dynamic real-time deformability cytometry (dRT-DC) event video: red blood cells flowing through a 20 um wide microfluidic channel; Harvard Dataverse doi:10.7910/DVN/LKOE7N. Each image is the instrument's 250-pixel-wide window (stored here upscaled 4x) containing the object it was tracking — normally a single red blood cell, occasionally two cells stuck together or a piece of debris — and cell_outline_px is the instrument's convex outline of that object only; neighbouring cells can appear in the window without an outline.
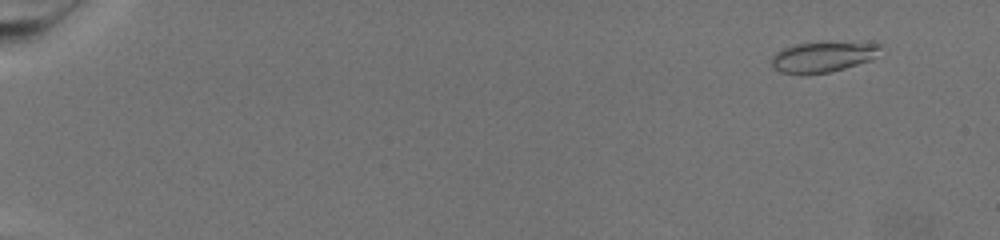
{"species": "common noctule bat (a hibernating species)", "species_latin": "Nyctalus noctula", "temperature_condition": "warm", "stored_images_in_passage": 78, "camera_frame_rate_fps": 3000, "um_per_image_px": 0.085, "animal": {"sex": "female", "body_mass_g": 19.5, "forearm_length_mm": 54.1}, "frame": {"image": 1, "passage_image": 7, "time_ms": 2.0, "image_size_px": [1000, 240], "cell_outline_px": [[884, 44], [872, 60], [844, 68], [828, 72], [804, 76], [800, 76], [780, 72], [772, 68], [772, 56], [776, 52], [784, 48], [796, 44]], "centroid_in_image_um": [69.86, 4.9], "position_along_channel_um": 15.1, "area_um2": 18.9}}
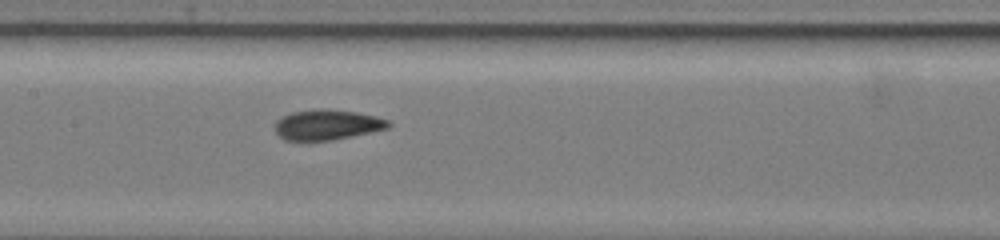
{"frame": {"image": 2, "passage_image": 43, "time_ms": 14.0, "image_size_px": [1000, 240], "cell_outline_px": [[392, 124], [388, 128], [372, 132], [332, 140], [308, 144], [284, 140], [276, 132], [276, 120], [292, 112], [316, 108], [328, 108], [356, 112], [376, 116], [392, 120]], "centroid_in_image_um": [27.81, 10.63], "position_along_channel_um": 179.6, "area_um2": 20.87}}
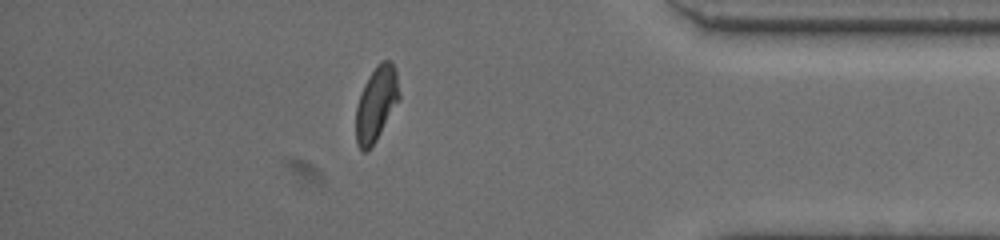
{"frame": {"image": 3, "passage_image": 69, "time_ms": 22.667, "image_size_px": [1000, 240], "cell_outline_px": [[400, 100], [376, 140], [368, 152], [364, 152], [356, 144], [356, 108], [364, 84], [368, 76], [376, 64], [380, 60], [388, 60], [392, 64], [396, 72], [400, 96]], "centroid_in_image_um": [31.98, 8.83], "position_along_channel_um": 403.2, "area_um2": 18.84}}